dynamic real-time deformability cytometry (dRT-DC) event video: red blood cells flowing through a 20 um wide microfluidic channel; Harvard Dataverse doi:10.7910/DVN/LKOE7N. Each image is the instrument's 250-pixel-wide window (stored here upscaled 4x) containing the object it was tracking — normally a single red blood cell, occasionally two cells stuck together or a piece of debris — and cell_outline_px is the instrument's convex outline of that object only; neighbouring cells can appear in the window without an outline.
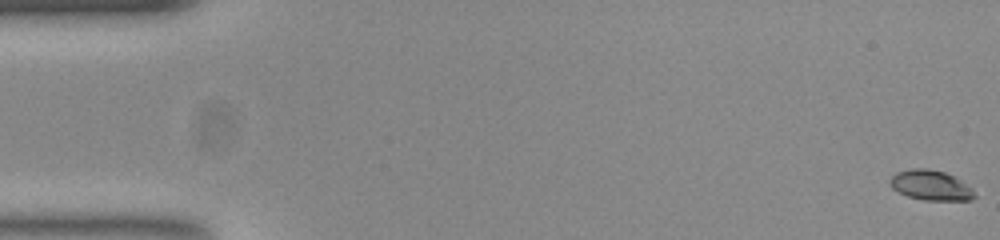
{"species": "common noctule bat (a hibernating species)", "species_latin": "Nyctalus noctula", "temperature_condition": "room temperature", "stored_images_in_passage": 12, "camera_frame_rate_fps": 3000, "um_per_image_px": 0.085, "animal": {"sex": "female", "body_mass_g": 23.0, "forearm_length_mm": 53.4}, "frame": {"image": 1, "passage_image": 1, "time_ms": 0.0, "image_size_px": [1000, 240], "cell_outline_px": [[976, 196], [972, 200], [924, 200], [908, 196], [892, 188], [888, 184], [888, 180], [896, 172], [912, 168], [928, 168], [944, 172], [960, 180], [972, 188]], "centroid_in_image_um": [79.09, 15.74], "position_along_channel_um": 5.9, "area_um2": 14.8}}